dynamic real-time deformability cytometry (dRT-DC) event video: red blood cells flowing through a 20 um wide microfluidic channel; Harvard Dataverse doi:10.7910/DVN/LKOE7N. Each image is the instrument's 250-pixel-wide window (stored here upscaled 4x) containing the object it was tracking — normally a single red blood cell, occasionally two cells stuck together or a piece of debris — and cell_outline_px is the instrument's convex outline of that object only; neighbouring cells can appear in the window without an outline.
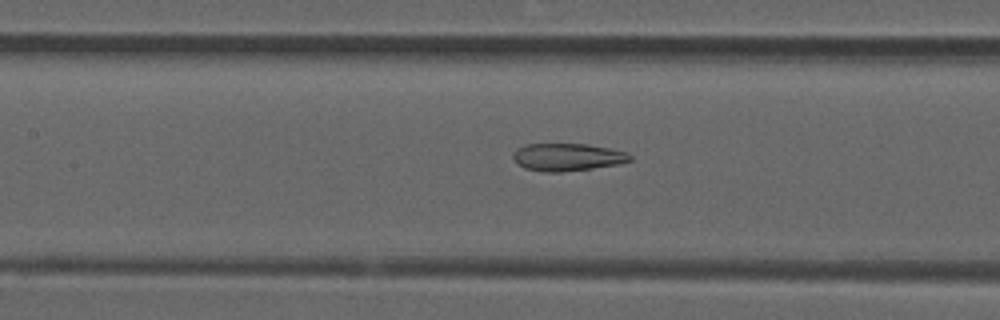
{"species": "common noctule bat (a hibernating species)", "species_latin": "Nyctalus noctula", "temperature_condition": "room temperature", "stored_images_in_passage": 53, "camera_frame_rate_fps": 3000, "um_per_image_px": 0.085, "animal": {"sex": "male", "forearm_length_mm": 52.5}, "frame": {"image": 1, "passage_image": 24, "time_ms": 7.667, "image_size_px": [1000, 320], "cell_outline_px": [[632, 160], [616, 164], [592, 168], [560, 172], [544, 172], [524, 168], [512, 156], [512, 152], [516, 148], [528, 144], [588, 144], [628, 152], [632, 156]], "centroid_in_image_um": [48.22, 13.34], "position_along_channel_um": 159.2, "area_um2": 18.67}}
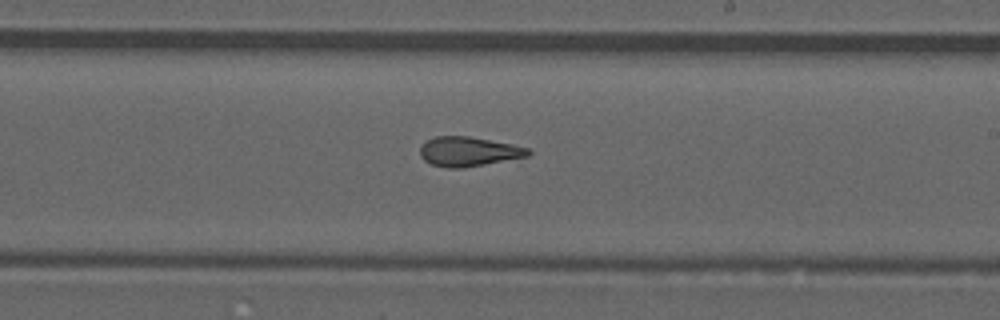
{"frame": {"image": 2, "passage_image": 31, "time_ms": 10.0, "image_size_px": [1000, 320], "cell_outline_px": [[532, 152], [528, 156], [464, 168], [448, 168], [432, 164], [424, 160], [420, 156], [420, 148], [428, 140], [436, 136], [468, 136], [512, 144], [528, 148]], "centroid_in_image_um": [39.83, 12.88], "position_along_channel_um": 249.2, "area_um2": 18.44}}
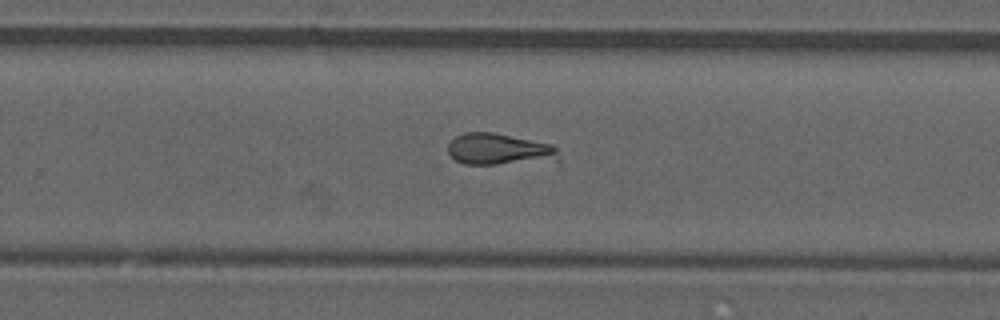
{"frame": {"image": 3, "passage_image": 34, "time_ms": 11.0, "image_size_px": [1000, 320], "cell_outline_px": [[560, 164], [464, 164], [456, 160], [448, 152], [448, 144], [456, 136], [464, 132], [492, 132], [552, 144], [556, 148], [560, 160]], "centroid_in_image_um": [42.56, 12.73], "position_along_channel_um": 287.2, "area_um2": 21.1}}